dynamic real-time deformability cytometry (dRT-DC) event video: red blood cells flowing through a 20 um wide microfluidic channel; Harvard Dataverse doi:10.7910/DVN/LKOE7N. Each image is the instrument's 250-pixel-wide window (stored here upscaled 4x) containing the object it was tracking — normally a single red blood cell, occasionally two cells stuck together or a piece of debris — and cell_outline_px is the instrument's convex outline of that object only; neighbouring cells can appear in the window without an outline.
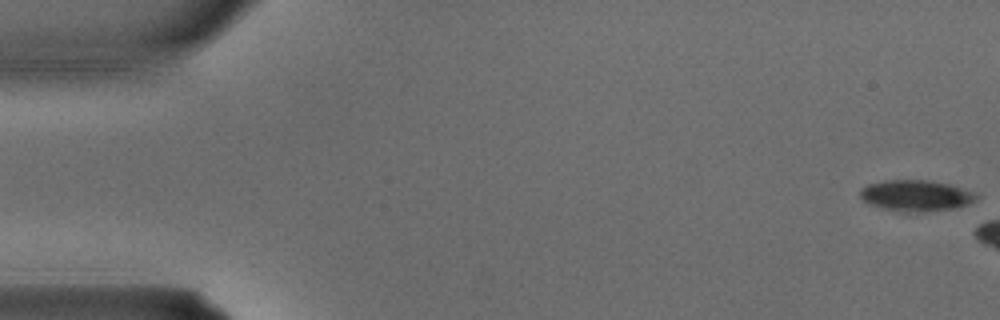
{"species": "common noctule bat (a hibernating species)", "species_latin": "Nyctalus noctula", "temperature_condition": "warm", "stored_images_in_passage": 5, "camera_frame_rate_fps": 3000, "um_per_image_px": 0.085, "animal": {"sex": "male", "body_mass_g": 15.6}, "frame": {"image": 1, "passage_image": 1, "time_ms": 0.0, "image_size_px": [1000, 320], "cell_outline_px": [[980, 196], [968, 204], [952, 208], [924, 212], [904, 212], [884, 208], [872, 204], [864, 200], [860, 196], [860, 188], [868, 184], [884, 180], [928, 180], [948, 184], [976, 192]], "centroid_in_image_um": [77.87, 16.61], "position_along_channel_um": 7.1, "area_um2": 20.92}}
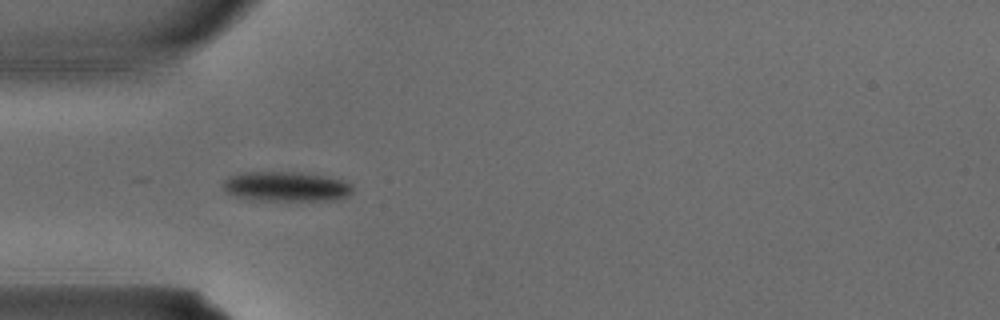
{"frame": {"image": 2, "passage_image": 4, "time_ms": 1.0, "image_size_px": [1000, 320], "cell_outline_px": [[352, 192], [344, 200], [256, 200], [232, 196], [224, 192], [220, 184], [228, 176], [244, 172], [300, 172], [328, 176], [344, 180], [352, 184]], "centroid_in_image_um": [24.31, 15.85], "position_along_channel_um": 60.7, "area_um2": 23.06}}
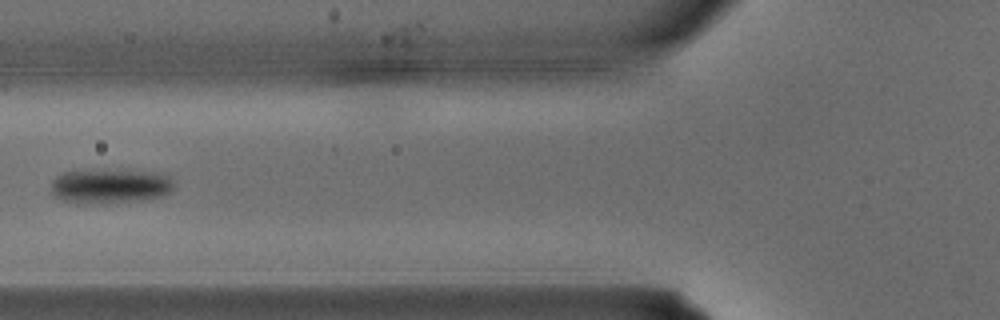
{"frame": {"image": 3, "passage_image": 5, "time_ms": 1.333, "image_size_px": [1000, 320], "cell_outline_px": [[176, 184], [164, 196], [140, 200], [64, 200], [52, 196], [52, 180], [60, 172], [164, 172], [172, 176]], "centroid_in_image_um": [9.47, 15.78], "position_along_channel_um": 116.3, "area_um2": 23.12}}